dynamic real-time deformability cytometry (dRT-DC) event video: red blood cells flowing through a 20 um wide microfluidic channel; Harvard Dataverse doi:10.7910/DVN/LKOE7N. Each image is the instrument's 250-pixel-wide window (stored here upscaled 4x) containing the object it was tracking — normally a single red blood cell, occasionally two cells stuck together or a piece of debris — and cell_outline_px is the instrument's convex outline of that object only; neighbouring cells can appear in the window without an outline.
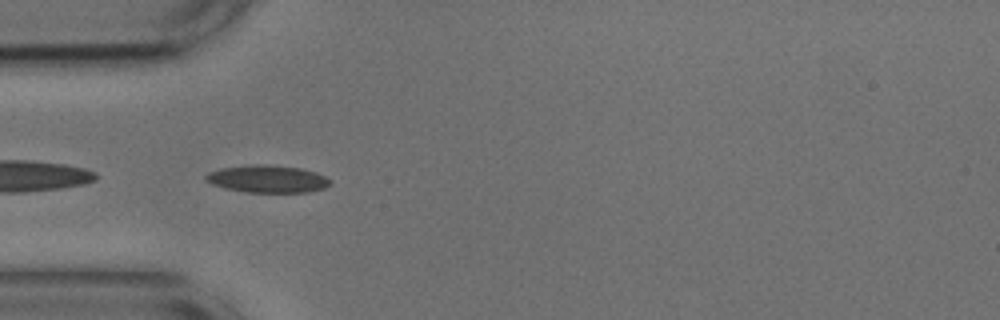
{"species": "common noctule bat (a hibernating species)", "species_latin": "Nyctalus noctula", "temperature_condition": "cold", "stored_images_in_passage": 39, "camera_frame_rate_fps": 3000, "um_per_image_px": 0.085, "animal": {"sex": "male", "body_mass_g": 17.9, "forearm_length_mm": 54.2}, "frame": {"image": 1, "passage_image": 1, "time_ms": 0.0, "image_size_px": [1000, 320], "cell_outline_px": [[332, 184], [324, 188], [308, 192], [248, 192], [224, 188], [212, 184], [204, 180], [204, 176], [208, 172], [224, 168], [252, 164], [268, 164], [300, 168], [316, 172], [332, 180]], "centroid_in_image_um": [22.75, 15.2], "position_along_channel_um": 62.3, "area_um2": 19.94}, "authors_computed_cell_mechanics": {"area_um2": 18.207, "velocity_mm_per_s": 3.664, "shape_relaxation_time_tau1_ms": 4.8439, "shape_relaxation_time_tau2_ms": 3.063, "deformation_change_tau1": 0.123, "deformation_change_tau2": 0.1093}}